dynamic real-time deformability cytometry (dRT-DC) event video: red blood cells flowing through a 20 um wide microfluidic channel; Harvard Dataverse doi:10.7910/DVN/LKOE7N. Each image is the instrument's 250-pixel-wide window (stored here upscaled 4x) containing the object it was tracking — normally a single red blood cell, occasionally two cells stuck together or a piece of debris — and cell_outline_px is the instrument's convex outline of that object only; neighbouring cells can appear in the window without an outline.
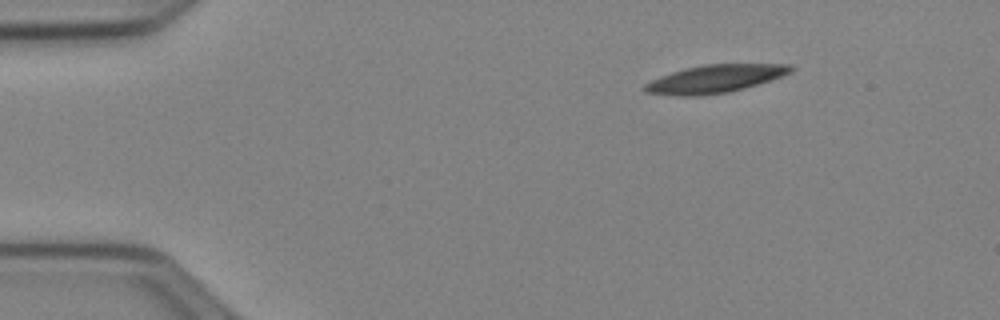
{"species": "Egyptian fruit bat (a non-hibernating species)", "species_latin": "Rousettus aegyptiacus", "temperature_condition": "cold", "stored_images_in_passage": 46, "camera_frame_rate_fps": 3000, "um_per_image_px": 0.085, "animal": {"sex": "female"}, "frame": {"image": 1, "passage_image": 1, "time_ms": 0.0, "image_size_px": [1000, 320], "cell_outline_px": [[796, 68], [792, 72], [784, 76], [772, 80], [744, 88], [728, 92], [700, 96], [676, 96], [644, 92], [644, 84], [660, 76], [684, 68], [704, 64], [792, 64]], "centroid_in_image_um": [60.81, 6.7], "position_along_channel_um": 24.2, "area_um2": 23.99}}
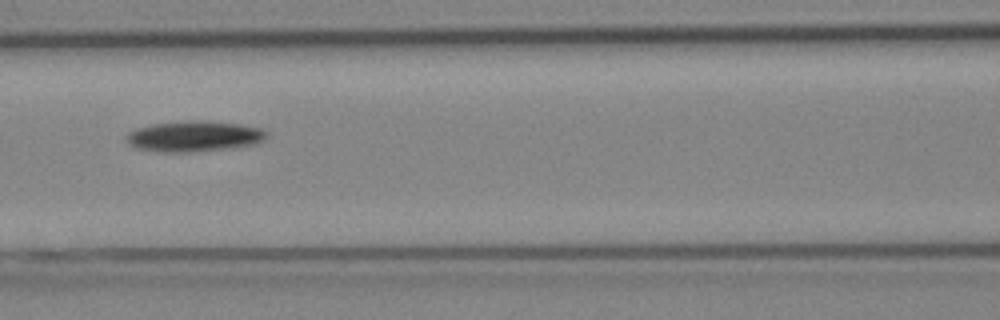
{"frame": {"image": 2, "passage_image": 17, "time_ms": 5.333, "image_size_px": [1000, 320], "cell_outline_px": [[268, 136], [264, 140], [256, 144], [228, 148], [192, 152], [160, 152], [140, 148], [128, 144], [124, 140], [124, 136], [128, 132], [136, 128], [152, 124], [188, 120], [208, 120], [240, 124], [264, 128], [268, 132]], "centroid_in_image_um": [16.52, 11.57], "position_along_channel_um": 150.1, "area_um2": 25.49}}
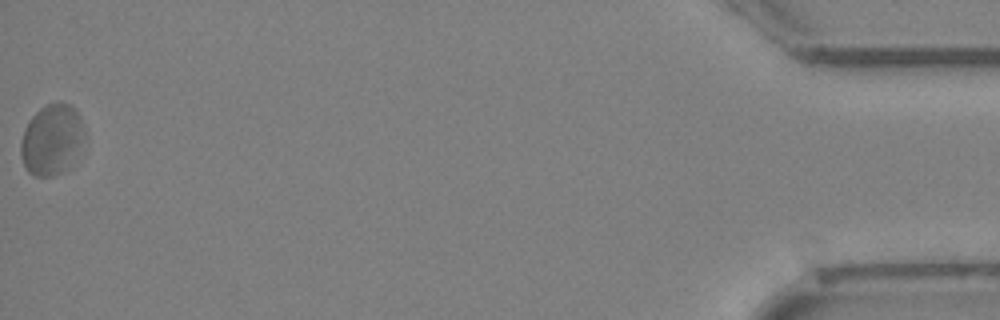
{"frame": {"image": 3, "passage_image": 46, "time_ms": 15.0, "image_size_px": [1000, 320], "cell_outline_px": [[84, 136], [72, 168], [52, 176], [32, 176], [28, 172], [24, 164], [20, 152], [20, 140], [24, 128], [28, 120], [40, 108], [48, 104], [60, 100], [72, 104], [80, 116], [84, 124]], "centroid_in_image_um": [4.41, 11.85], "position_along_channel_um": 430.8, "area_um2": 26.93}, "authors_computed_cell_mechanics": {"area_um2": 23.8425, "velocity_mm_per_s": 3.8838, "shape_relaxation_time_tau1_ms": 6.1189, "shape_relaxation_time_tau2_ms": null, "deformation_change_tau1": 0.1073, "deformation_change_tau2": null}}